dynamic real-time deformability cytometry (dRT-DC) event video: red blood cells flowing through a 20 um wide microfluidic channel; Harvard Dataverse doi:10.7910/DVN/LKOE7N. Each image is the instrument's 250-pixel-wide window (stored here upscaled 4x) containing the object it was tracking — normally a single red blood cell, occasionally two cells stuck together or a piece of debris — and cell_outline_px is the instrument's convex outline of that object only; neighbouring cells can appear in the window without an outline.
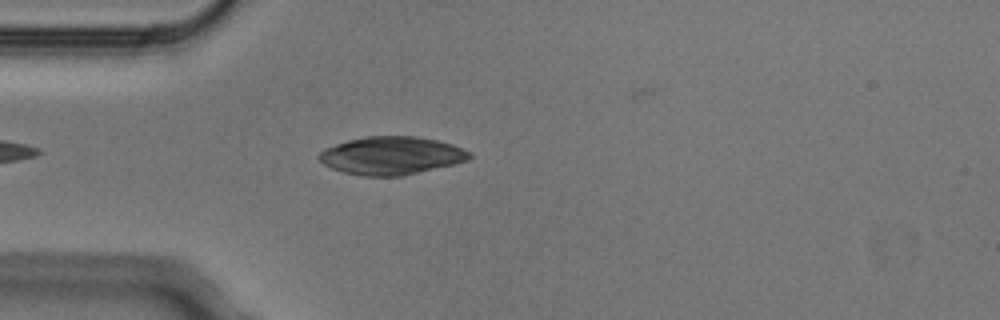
{"species": "Egyptian fruit bat (a non-hibernating species)", "species_latin": "Rousettus aegyptiacus", "temperature_condition": "cold", "stored_images_in_passage": 2, "camera_frame_rate_fps": 3000, "um_per_image_px": 0.085, "animal": {"sex": "male"}, "frame": {"image": 1, "passage_image": 2, "time_ms": 0.333, "image_size_px": [1000, 320], "cell_outline_px": [[472, 156], [468, 160], [452, 164], [400, 176], [364, 176], [344, 172], [332, 168], [324, 164], [316, 156], [320, 152], [336, 144], [348, 140], [368, 136], [416, 136], [436, 140], [452, 144], [472, 152]], "centroid_in_image_um": [33.27, 13.22], "position_along_channel_um": 51.7, "area_um2": 32.95}}